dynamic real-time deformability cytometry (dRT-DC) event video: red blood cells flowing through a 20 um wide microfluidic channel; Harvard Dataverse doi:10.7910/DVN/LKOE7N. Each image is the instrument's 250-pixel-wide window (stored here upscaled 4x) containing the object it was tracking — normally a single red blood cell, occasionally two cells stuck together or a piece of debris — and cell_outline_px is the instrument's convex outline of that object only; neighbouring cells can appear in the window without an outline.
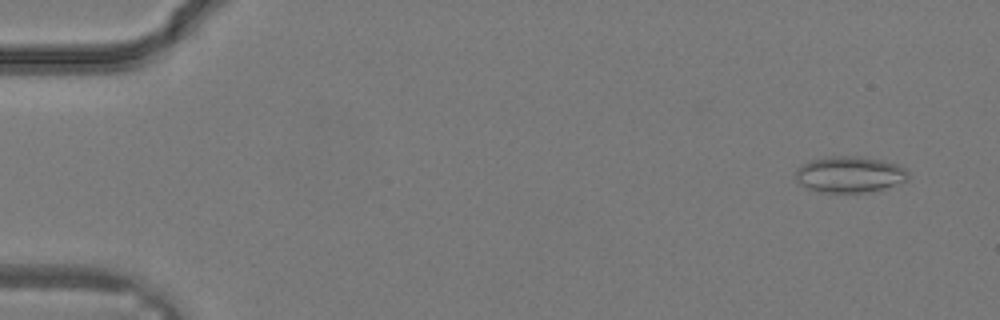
{"species": "common noctule bat (a hibernating species)", "species_latin": "Nyctalus noctula", "temperature_condition": "warm", "stored_images_in_passage": 21, "camera_frame_rate_fps": 3000, "um_per_image_px": 0.085, "animal": {"sex": "male", "body_mass_g": 19.2, "forearm_length_mm": 51.8}, "frame": {"image": 1, "passage_image": 3, "time_ms": 0.667, "image_size_px": [1000, 320], "cell_outline_px": [[908, 180], [884, 188], [868, 192], [816, 192], [800, 184], [796, 180], [796, 168], [800, 164], [808, 160], [824, 156], [856, 156], [884, 160], [896, 164], [904, 168], [908, 172]], "centroid_in_image_um": [72.17, 14.81], "position_along_channel_um": 12.8, "area_um2": 23.99}}
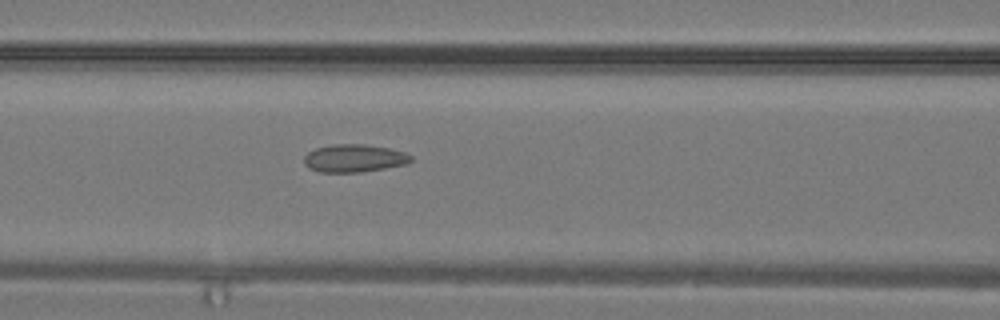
{"frame": {"image": 2, "passage_image": 15, "time_ms": 4.667, "image_size_px": [1000, 320], "cell_outline_px": [[412, 160], [408, 164], [360, 172], [320, 172], [308, 168], [304, 164], [304, 156], [308, 152], [316, 148], [332, 144], [364, 144], [388, 148], [404, 152], [412, 156]], "centroid_in_image_um": [30.09, 13.45], "position_along_channel_um": 136.5, "area_um2": 17.34}}
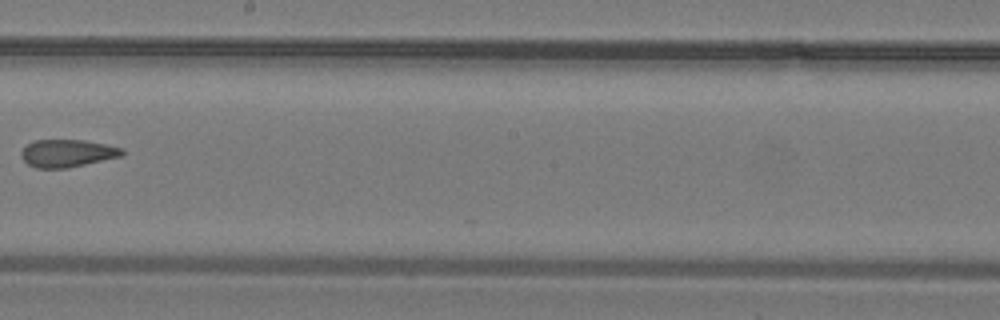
{"frame": {"image": 3, "passage_image": 20, "time_ms": 6.333, "image_size_px": [1000, 320], "cell_outline_px": [[124, 156], [68, 168], [36, 168], [28, 164], [20, 156], [20, 152], [28, 144], [36, 140], [84, 140], [108, 144], [124, 148]], "centroid_in_image_um": [5.77, 13.03], "position_along_channel_um": 242.4, "area_um2": 16.42}}